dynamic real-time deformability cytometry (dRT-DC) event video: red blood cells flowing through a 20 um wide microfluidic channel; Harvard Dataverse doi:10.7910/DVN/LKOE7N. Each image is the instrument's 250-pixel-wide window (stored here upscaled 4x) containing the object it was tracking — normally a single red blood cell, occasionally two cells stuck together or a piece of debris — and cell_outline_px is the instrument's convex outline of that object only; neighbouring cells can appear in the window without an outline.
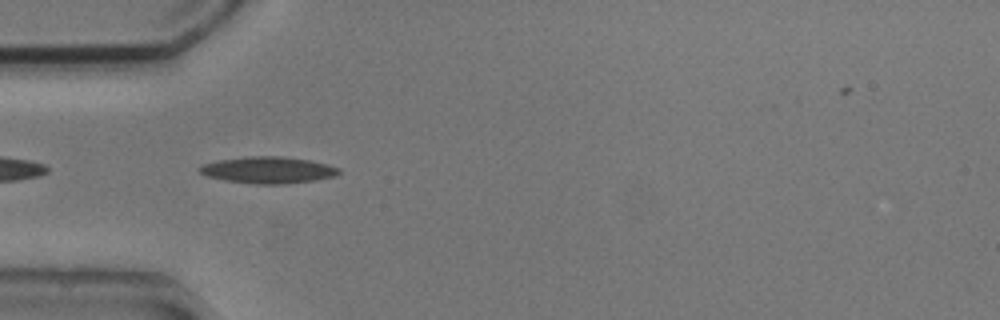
{"species": "common noctule bat (a hibernating species)", "species_latin": "Nyctalus noctula", "temperature_condition": "cold", "stored_images_in_passage": 5, "camera_frame_rate_fps": 3000, "um_per_image_px": 0.085, "animal": {"sex": "male", "body_mass_g": 20.5, "forearm_length_mm": 52.5}, "frame": {"image": 1, "passage_image": 2, "time_ms": 0.333, "image_size_px": [1000, 320], "cell_outline_px": [[340, 172], [336, 176], [316, 180], [280, 184], [256, 184], [224, 180], [208, 176], [200, 172], [196, 168], [200, 164], [220, 160], [248, 156], [280, 156], [308, 160], [328, 164], [340, 168]], "centroid_in_image_um": [22.78, 14.45], "position_along_channel_um": 62.2, "area_um2": 21.62}}